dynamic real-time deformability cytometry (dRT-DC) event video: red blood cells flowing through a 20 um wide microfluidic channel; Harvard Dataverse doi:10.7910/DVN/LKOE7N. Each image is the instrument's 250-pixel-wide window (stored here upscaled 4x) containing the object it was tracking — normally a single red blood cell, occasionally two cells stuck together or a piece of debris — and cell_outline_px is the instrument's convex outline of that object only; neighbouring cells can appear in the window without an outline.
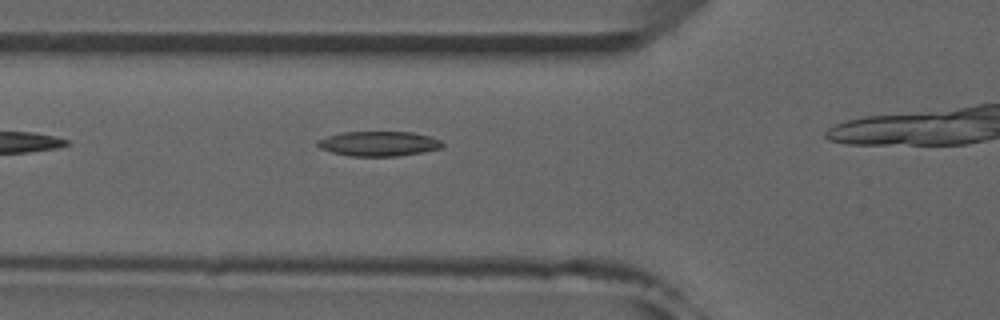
{"species": "common noctule bat (a hibernating species)", "species_latin": "Nyctalus noctula", "temperature_condition": "room temperature", "stored_images_in_passage": 7, "camera_frame_rate_fps": 3000, "um_per_image_px": 0.085, "animal": {"sex": "male", "forearm_length_mm": 52.5}, "frame": {"image": 1, "passage_image": 3, "time_ms": 0.667, "image_size_px": [1000, 320], "cell_outline_px": [[444, 144], [440, 148], [424, 152], [396, 156], [348, 156], [332, 152], [320, 148], [316, 144], [316, 140], [328, 136], [344, 132], [412, 132], [432, 136], [440, 140]], "centroid_in_image_um": [32.2, 12.21], "position_along_channel_um": 93.6, "area_um2": 18.09}}
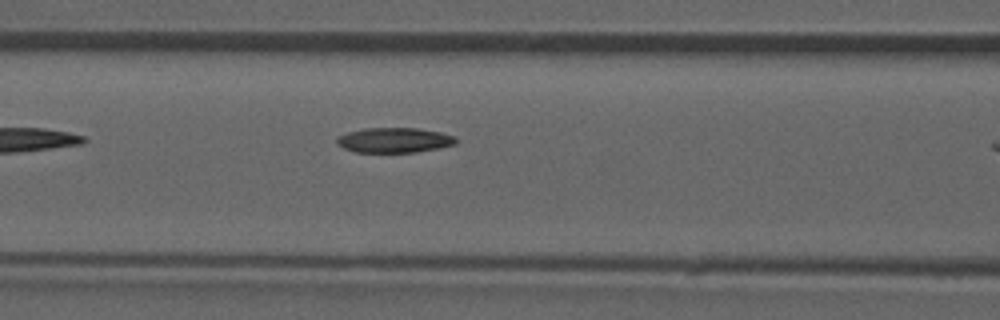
{"frame": {"image": 2, "passage_image": 6, "time_ms": 1.667, "image_size_px": [1000, 320], "cell_outline_px": [[456, 144], [416, 152], [356, 152], [344, 148], [336, 144], [336, 136], [348, 132], [364, 128], [416, 128], [440, 132], [456, 136]], "centroid_in_image_um": [33.48, 11.91], "position_along_channel_um": 133.1, "area_um2": 17.34}}